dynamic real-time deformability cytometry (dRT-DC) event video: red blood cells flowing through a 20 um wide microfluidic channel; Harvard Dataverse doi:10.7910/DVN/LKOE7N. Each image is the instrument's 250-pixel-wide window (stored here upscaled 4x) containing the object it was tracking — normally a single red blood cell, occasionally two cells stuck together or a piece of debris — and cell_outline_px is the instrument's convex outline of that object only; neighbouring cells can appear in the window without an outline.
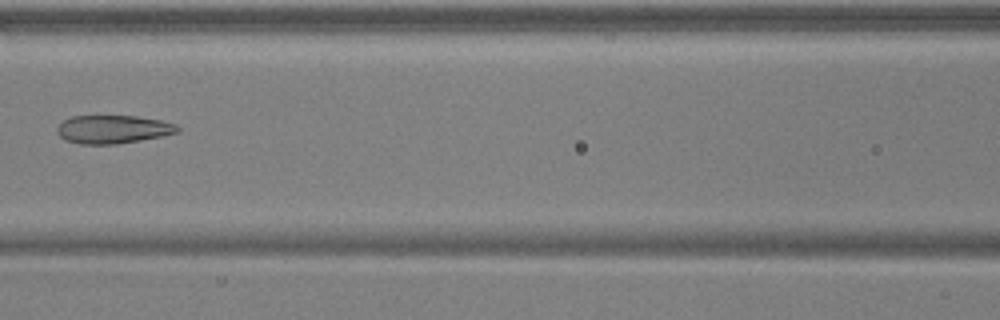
{"species": "common noctule bat (a hibernating species)", "species_latin": "Nyctalus noctula", "temperature_condition": "warm", "stored_images_in_passage": 6, "camera_frame_rate_fps": 3000, "um_per_image_px": 0.085, "animal": {"sex": "male", "body_mass_g": 17.9, "forearm_length_mm": 54.2}, "frame": {"image": 1, "passage_image": 6, "time_ms": 1.667, "image_size_px": [1000, 320], "cell_outline_px": [[180, 132], [140, 140], [116, 144], [80, 144], [64, 140], [56, 132], [56, 128], [64, 120], [72, 116], [136, 116], [160, 120], [176, 124], [180, 128]], "centroid_in_image_um": [9.59, 10.99], "position_along_channel_um": 157.0, "area_um2": 19.83}}